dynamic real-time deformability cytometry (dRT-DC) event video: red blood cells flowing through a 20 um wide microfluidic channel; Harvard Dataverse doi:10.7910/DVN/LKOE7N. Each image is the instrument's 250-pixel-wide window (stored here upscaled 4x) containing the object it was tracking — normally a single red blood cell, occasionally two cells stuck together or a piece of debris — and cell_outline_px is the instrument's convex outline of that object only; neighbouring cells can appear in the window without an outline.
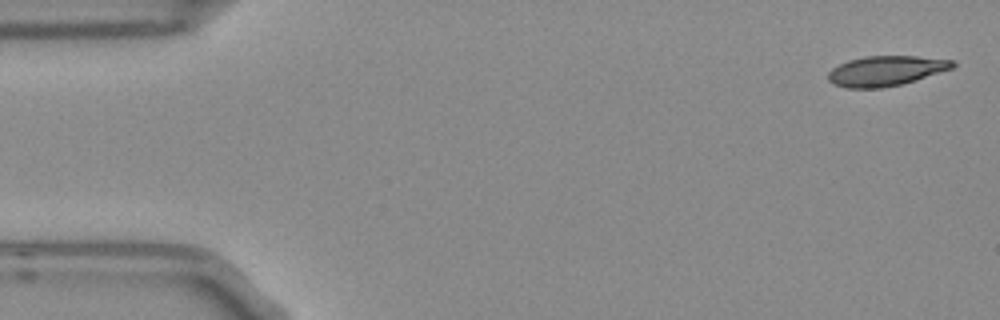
{"species": "Egyptian fruit bat (a non-hibernating species)", "species_latin": "Rousettus aegyptiacus", "temperature_condition": "room temperature", "stored_images_in_passage": 4, "camera_frame_rate_fps": 3000, "um_per_image_px": 0.085, "frame": {"image": 1, "passage_image": 1, "time_ms": 0.0, "image_size_px": [1000, 320], "cell_outline_px": [[956, 64], [952, 68], [916, 80], [900, 84], [880, 88], [848, 88], [832, 84], [828, 80], [828, 72], [832, 68], [848, 60], [864, 56], [916, 56], [956, 60]], "centroid_in_image_um": [75.29, 6.02], "position_along_channel_um": 9.7, "area_um2": 21.79}}